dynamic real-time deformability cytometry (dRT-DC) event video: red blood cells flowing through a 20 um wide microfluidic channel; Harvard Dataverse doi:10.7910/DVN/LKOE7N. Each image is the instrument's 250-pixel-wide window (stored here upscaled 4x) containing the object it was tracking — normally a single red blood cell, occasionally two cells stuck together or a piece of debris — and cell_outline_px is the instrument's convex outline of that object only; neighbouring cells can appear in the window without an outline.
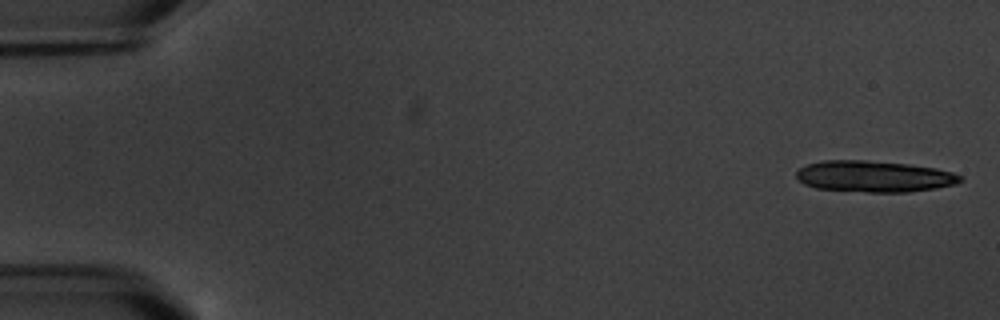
{"species": "common noctule bat (a hibernating species)", "species_latin": "Nyctalus noctula", "temperature_condition": "warm", "stored_images_in_passage": 5, "camera_frame_rate_fps": 3000, "um_per_image_px": 0.085, "animal": {"sex": "male", "body_mass_g": 20.1, "forearm_length_mm": 53.5}, "frame": {"image": 1, "passage_image": 1, "time_ms": 0.0, "image_size_px": [1000, 320], "cell_outline_px": [[964, 180], [956, 184], [936, 188], [908, 192], [864, 192], [816, 188], [804, 184], [796, 176], [796, 172], [800, 168], [808, 164], [824, 160], [864, 160], [908, 164], [936, 168], [952, 172], [964, 176]], "centroid_in_image_um": [74.34, 15.0], "position_along_channel_um": 10.7, "area_um2": 30.0}}